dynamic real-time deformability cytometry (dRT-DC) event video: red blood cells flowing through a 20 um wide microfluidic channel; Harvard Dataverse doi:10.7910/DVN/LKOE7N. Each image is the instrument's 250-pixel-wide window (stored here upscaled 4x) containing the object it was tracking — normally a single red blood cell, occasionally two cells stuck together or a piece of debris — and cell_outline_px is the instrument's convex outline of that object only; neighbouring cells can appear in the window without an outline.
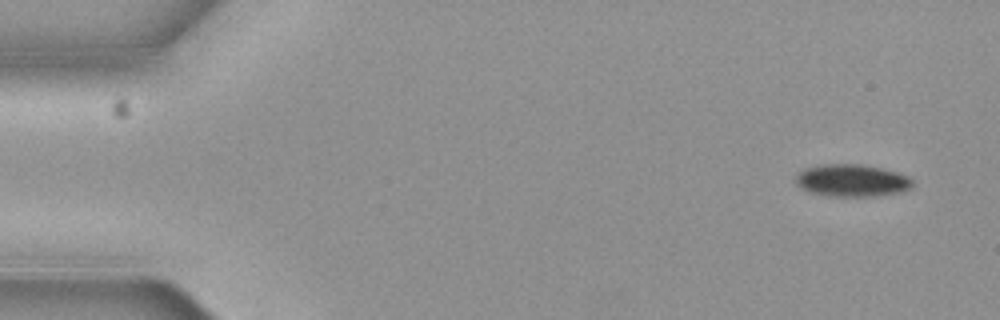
{"species": "common noctule bat (a hibernating species)", "species_latin": "Nyctalus noctula", "temperature_condition": "cold", "stored_images_in_passage": 4, "camera_frame_rate_fps": 3000, "um_per_image_px": 0.085, "animal": {"sex": "female", "body_mass_g": 19.3, "forearm_length_mm": 54.1}, "frame": {"image": 1, "passage_image": 1, "time_ms": 0.0, "image_size_px": [1000, 320], "cell_outline_px": [[912, 184], [908, 188], [900, 192], [872, 196], [828, 196], [812, 192], [800, 188], [796, 184], [796, 176], [804, 168], [820, 164], [860, 164], [880, 168], [896, 172], [908, 176], [912, 180]], "centroid_in_image_um": [72.37, 15.33], "position_along_channel_um": 12.6, "area_um2": 21.79}}